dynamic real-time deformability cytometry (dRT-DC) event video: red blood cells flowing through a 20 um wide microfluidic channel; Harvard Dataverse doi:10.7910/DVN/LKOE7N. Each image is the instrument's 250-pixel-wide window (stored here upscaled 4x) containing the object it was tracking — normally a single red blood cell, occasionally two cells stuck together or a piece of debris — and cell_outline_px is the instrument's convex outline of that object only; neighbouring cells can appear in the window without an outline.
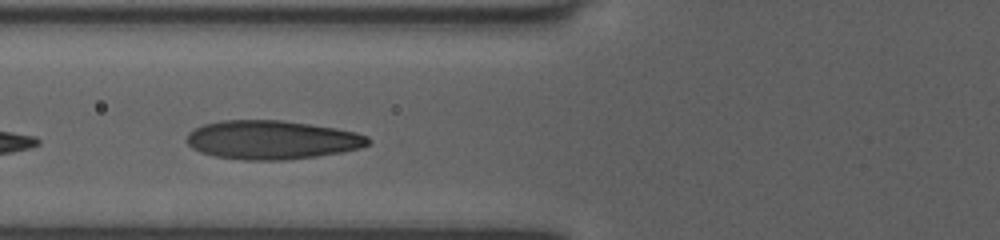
{"species": "human", "species_latin": "Homo sapiens", "temperature_condition": "room temperature", "stored_images_in_passage": 7, "camera_frame_rate_fps": 3000, "um_per_image_px": 0.085, "donor": {"sex": "female"}, "frame": {"image": 1, "passage_image": 4, "time_ms": 1.0, "image_size_px": [1000, 240], "cell_outline_px": [[372, 140], [368, 144], [360, 148], [340, 152], [316, 156], [288, 160], [244, 160], [216, 156], [200, 152], [192, 148], [188, 144], [188, 132], [204, 124], [224, 120], [280, 120], [336, 128], [356, 132], [368, 136]], "centroid_in_image_um": [23.12, 11.89], "position_along_channel_um": 102.7, "area_um2": 40.86}}